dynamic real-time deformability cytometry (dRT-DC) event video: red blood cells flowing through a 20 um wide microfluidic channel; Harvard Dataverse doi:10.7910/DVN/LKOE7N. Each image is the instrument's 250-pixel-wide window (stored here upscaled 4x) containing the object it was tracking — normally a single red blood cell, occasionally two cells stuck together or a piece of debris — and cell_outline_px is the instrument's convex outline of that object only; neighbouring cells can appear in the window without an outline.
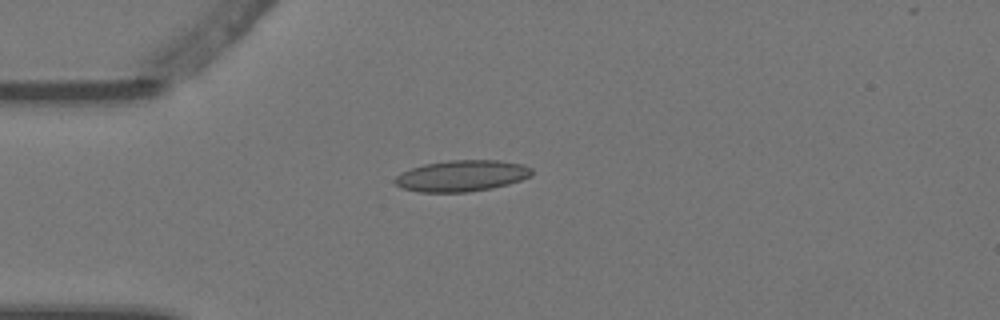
{"species": "Egyptian fruit bat (a non-hibernating species)", "species_latin": "Rousettus aegyptiacus", "temperature_condition": "warm", "stored_images_in_passage": 4, "camera_frame_rate_fps": 3000, "um_per_image_px": 0.085, "animal": {"sex": "female"}, "frame": {"image": 1, "passage_image": 4, "time_ms": 1.0, "image_size_px": [1000, 320], "cell_outline_px": [[532, 176], [508, 184], [492, 188], [468, 192], [420, 192], [404, 188], [396, 184], [392, 180], [400, 172], [424, 164], [448, 160], [496, 160], [524, 164], [532, 168]], "centroid_in_image_um": [39.25, 14.94], "position_along_channel_um": 45.7, "area_um2": 24.97}}